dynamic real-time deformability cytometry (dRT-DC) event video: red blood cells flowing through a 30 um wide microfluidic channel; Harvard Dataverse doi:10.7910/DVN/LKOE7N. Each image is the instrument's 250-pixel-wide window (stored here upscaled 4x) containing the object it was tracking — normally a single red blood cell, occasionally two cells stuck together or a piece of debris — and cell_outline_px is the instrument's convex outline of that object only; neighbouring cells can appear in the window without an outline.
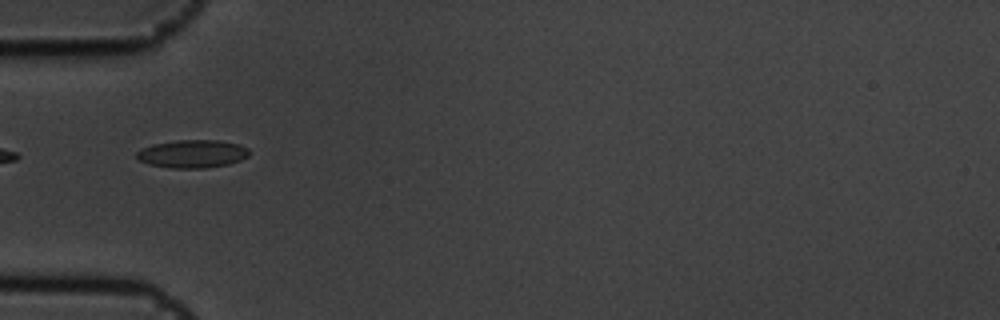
{"species": "common noctule bat (a hibernating species)", "species_latin": "Nyctalus noctula", "temperature_condition": "cold", "stored_images_in_passage": 7, "camera_frame_rate_fps": 3000, "um_per_image_px": 0.085, "animal": {"sex": "male", "body_mass_g": 19.5, "forearm_length_mm": 54.6}, "frame": {"image": 1, "passage_image": 6, "time_ms": 1.667, "image_size_px": [1000, 320], "cell_outline_px": [[248, 156], [240, 160], [228, 164], [204, 168], [172, 168], [148, 164], [140, 160], [136, 156], [136, 152], [140, 148], [152, 144], [176, 140], [220, 140], [240, 144], [248, 148]], "centroid_in_image_um": [16.34, 13.06], "position_along_channel_um": 68.7, "area_um2": 18.44}}
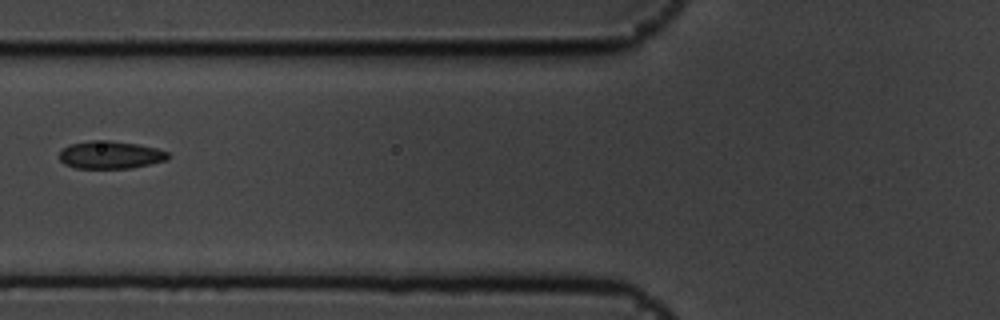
{"frame": {"image": 2, "passage_image": 7, "time_ms": 2.0, "image_size_px": [1000, 320], "cell_outline_px": [[168, 160], [132, 168], [76, 168], [64, 164], [60, 160], [60, 152], [68, 144], [92, 140], [108, 140], [136, 144], [156, 148], [168, 152]], "centroid_in_image_um": [9.37, 13.16], "position_along_channel_um": 116.4, "area_um2": 17.51}}